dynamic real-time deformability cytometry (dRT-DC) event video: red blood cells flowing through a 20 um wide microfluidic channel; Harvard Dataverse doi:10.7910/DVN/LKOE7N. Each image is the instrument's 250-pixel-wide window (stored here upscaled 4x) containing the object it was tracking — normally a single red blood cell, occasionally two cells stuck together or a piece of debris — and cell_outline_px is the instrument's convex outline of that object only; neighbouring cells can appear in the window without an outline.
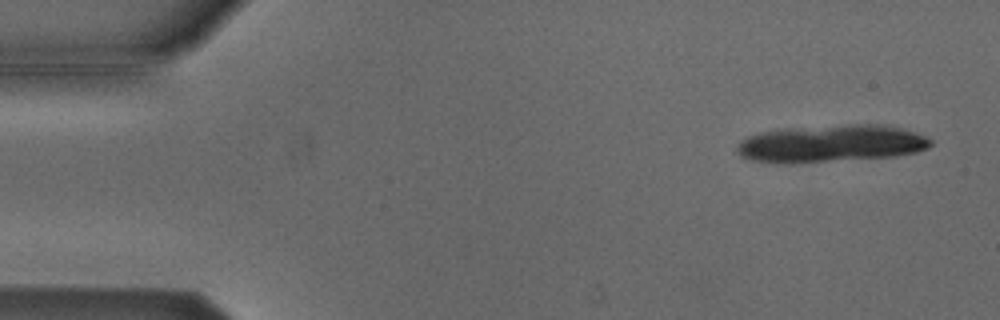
{"species": "Egyptian fruit bat (a non-hibernating species)", "species_latin": "Rousettus aegyptiacus", "temperature_condition": "cold", "stored_images_in_passage": 7, "camera_frame_rate_fps": 3000, "um_per_image_px": 0.085, "animal": {"sex": "male"}, "frame": {"image": 1, "passage_image": 1, "time_ms": 0.0, "image_size_px": [1000, 320], "cell_outline_px": [[932, 144], [928, 148], [916, 152], [896, 156], [824, 160], [752, 160], [740, 156], [736, 148], [740, 140], [748, 136], [760, 132], [784, 128], [852, 124], [876, 124], [904, 128], [924, 136], [932, 140]], "centroid_in_image_um": [70.71, 12.14], "position_along_channel_um": 14.3, "area_um2": 40.75}}
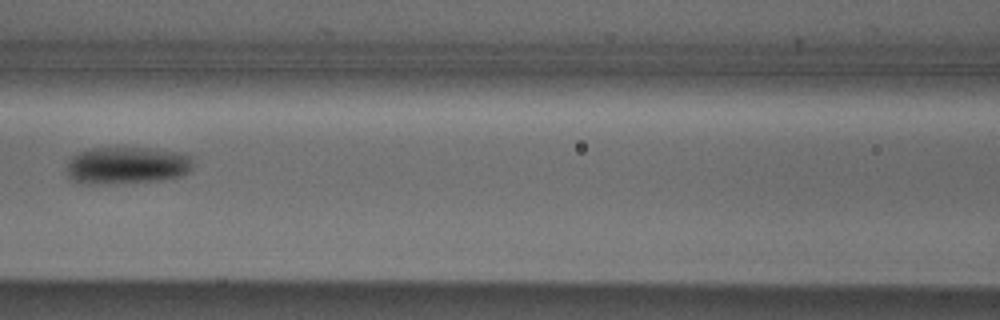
{"frame": {"image": 2, "passage_image": 7, "time_ms": 2.0, "image_size_px": [1000, 320], "cell_outline_px": [[192, 168], [188, 172], [180, 176], [160, 180], [124, 184], [84, 184], [72, 180], [68, 176], [68, 160], [72, 156], [88, 148], [148, 148], [184, 152], [192, 160]], "centroid_in_image_um": [10.78, 14.07], "position_along_channel_um": 155.8, "area_um2": 27.8}}